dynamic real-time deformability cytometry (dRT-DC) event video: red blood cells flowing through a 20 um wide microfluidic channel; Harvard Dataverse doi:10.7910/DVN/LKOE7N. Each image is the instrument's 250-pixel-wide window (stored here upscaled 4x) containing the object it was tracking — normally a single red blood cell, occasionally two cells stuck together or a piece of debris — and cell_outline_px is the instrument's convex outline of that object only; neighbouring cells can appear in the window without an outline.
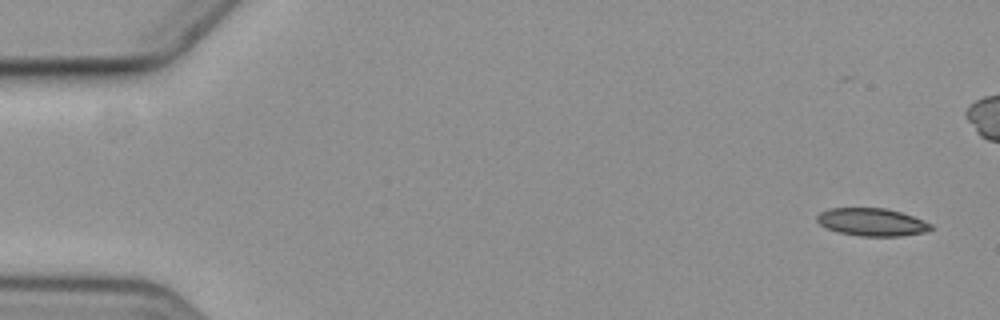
{"species": "common noctule bat (a hibernating species)", "species_latin": "Nyctalus noctula", "temperature_condition": "cold", "stored_images_in_passage": 5, "camera_frame_rate_fps": 3000, "um_per_image_px": 0.085, "animal": {"sex": "female", "body_mass_g": 19.3, "forearm_length_mm": 54.1}, "frame": {"image": 1, "passage_image": 1, "time_ms": 0.0, "image_size_px": [1000, 320], "cell_outline_px": [[936, 228], [924, 232], [900, 236], [860, 236], [840, 232], [828, 228], [820, 224], [816, 220], [816, 216], [820, 212], [828, 208], [884, 208], [900, 212], [912, 216], [932, 224]], "centroid_in_image_um": [74.12, 18.87], "position_along_channel_um": 10.9, "area_um2": 18.32}}